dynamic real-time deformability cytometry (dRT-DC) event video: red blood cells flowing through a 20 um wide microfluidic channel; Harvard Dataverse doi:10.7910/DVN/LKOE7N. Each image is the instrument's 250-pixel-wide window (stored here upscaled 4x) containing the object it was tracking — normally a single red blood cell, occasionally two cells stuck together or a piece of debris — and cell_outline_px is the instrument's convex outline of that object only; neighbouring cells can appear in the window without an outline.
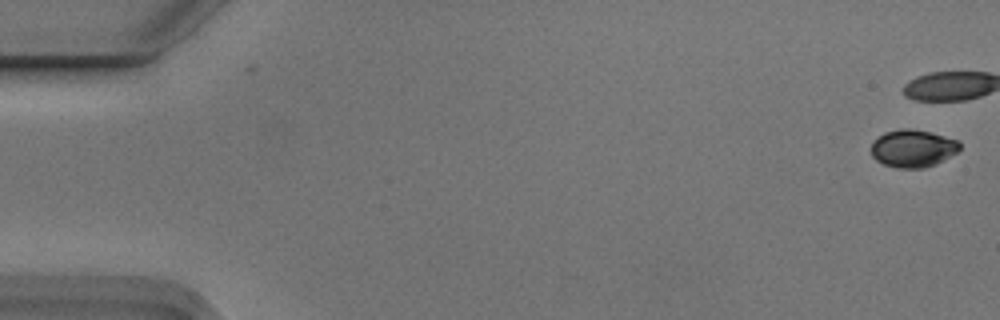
{"species": "Egyptian fruit bat (a non-hibernating species)", "species_latin": "Rousettus aegyptiacus", "temperature_condition": "cold", "stored_images_in_passage": 15, "camera_frame_rate_fps": 3000, "um_per_image_px": 0.085, "animal": {"sex": "male"}, "frame": {"image": 1, "passage_image": 1, "time_ms": 0.0, "image_size_px": [1000, 320], "cell_outline_px": [[960, 148], [956, 152], [936, 164], [924, 168], [896, 168], [884, 164], [876, 160], [872, 156], [872, 140], [884, 132], [900, 128], [912, 128], [932, 132], [956, 140], [960, 144]], "centroid_in_image_um": [77.56, 12.6], "position_along_channel_um": 7.4, "area_um2": 19.48}}